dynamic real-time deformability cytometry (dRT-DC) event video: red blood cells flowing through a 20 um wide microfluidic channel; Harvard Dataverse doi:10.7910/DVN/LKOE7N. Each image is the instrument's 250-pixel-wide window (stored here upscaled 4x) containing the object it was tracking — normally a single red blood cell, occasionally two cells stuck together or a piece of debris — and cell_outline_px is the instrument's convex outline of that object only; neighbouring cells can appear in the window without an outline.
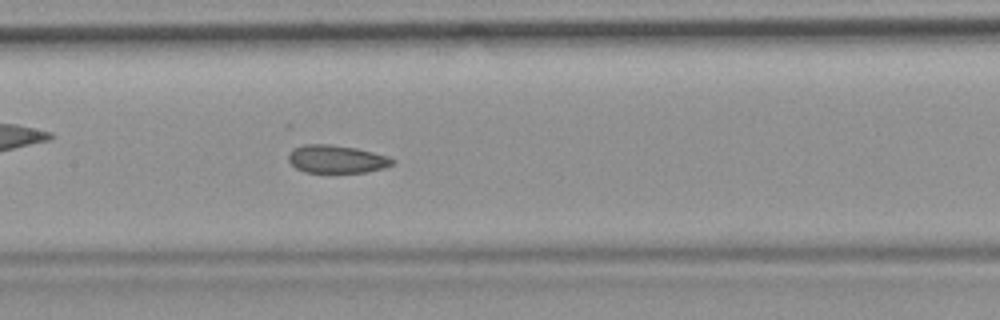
{"species": "common noctule bat (a hibernating species)", "species_latin": "Nyctalus noctula", "temperature_condition": "room temperature", "stored_images_in_passage": 35, "camera_frame_rate_fps": 3000, "um_per_image_px": 0.085, "animal": {"sex": "female", "body_mass_g": 19.9}, "frame": {"image": 1, "passage_image": 16, "time_ms": 5.0, "image_size_px": [1000, 320], "cell_outline_px": [[396, 160], [392, 164], [384, 168], [364, 172], [304, 172], [296, 168], [288, 160], [288, 156], [292, 148], [304, 144], [332, 144], [356, 148], [388, 156]], "centroid_in_image_um": [28.59, 13.51], "position_along_channel_um": 178.8, "area_um2": 16.94}, "authors_computed_cell_mechanics": {"area_um2": 17.6868, "velocity_mm_per_s": 3.7115, "shape_relaxation_time_tau1_ms": null, "shape_relaxation_time_tau2_ms": 2.8442, "deformation_change_tau1": null, "deformation_change_tau2": 0.0817}}